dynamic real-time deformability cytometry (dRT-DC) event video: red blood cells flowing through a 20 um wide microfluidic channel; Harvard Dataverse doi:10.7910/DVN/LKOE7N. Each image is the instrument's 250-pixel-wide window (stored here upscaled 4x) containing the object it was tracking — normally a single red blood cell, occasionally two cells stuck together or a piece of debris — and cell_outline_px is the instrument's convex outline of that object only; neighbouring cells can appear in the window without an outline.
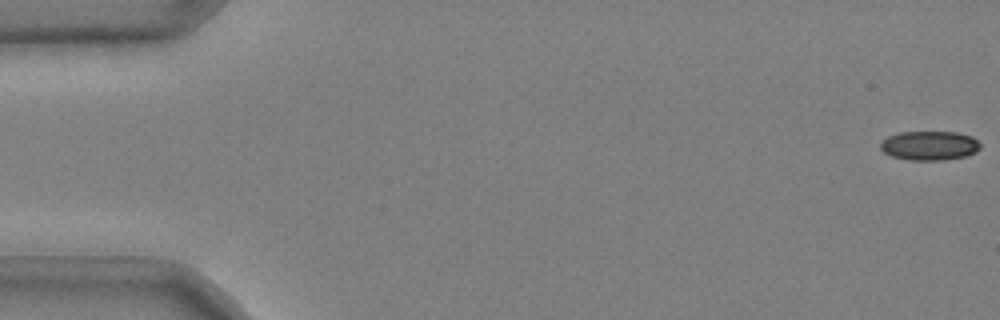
{"species": "common noctule bat (a hibernating species)", "species_latin": "Nyctalus noctula", "temperature_condition": "cold", "stored_images_in_passage": 50, "camera_frame_rate_fps": 3000, "um_per_image_px": 0.085, "animal": {"sex": "male", "body_mass_g": 20.4}, "frame": {"image": 1, "passage_image": 1, "time_ms": 0.0, "image_size_px": [1000, 320], "cell_outline_px": [[980, 148], [976, 152], [968, 156], [944, 160], [908, 160], [892, 156], [884, 152], [880, 148], [880, 140], [888, 136], [900, 132], [956, 132], [972, 136], [980, 144]], "centroid_in_image_um": [79.0, 12.38], "position_along_channel_um": 6.0, "area_um2": 17.17}}
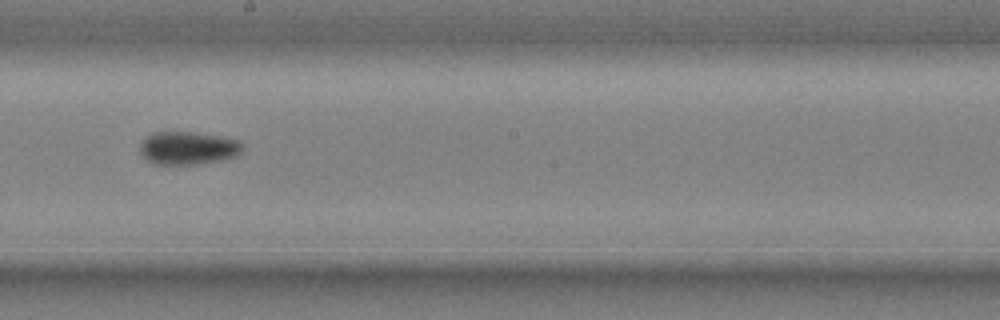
{"frame": {"image": 2, "passage_image": 31, "time_ms": 10.0, "image_size_px": [1000, 320], "cell_outline_px": [[244, 148], [236, 156], [224, 160], [196, 164], [152, 164], [140, 152], [140, 144], [152, 132], [192, 132], [220, 136], [240, 140], [244, 144]], "centroid_in_image_um": [16.02, 12.58], "position_along_channel_um": 232.2, "area_um2": 19.83}}
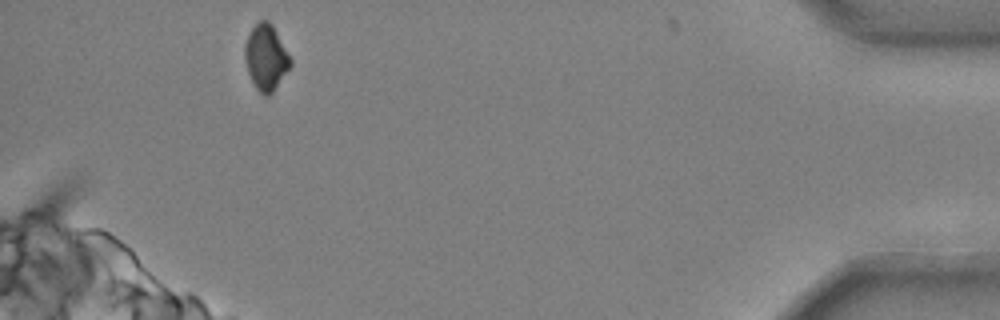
{"frame": {"image": 3, "passage_image": 50, "time_ms": 16.333, "image_size_px": [1000, 320], "cell_outline_px": [[292, 64], [272, 92], [268, 96], [264, 96], [256, 88], [248, 72], [244, 56], [244, 44], [252, 28], [260, 20], [268, 20], [272, 24], [292, 60]], "centroid_in_image_um": [22.6, 4.87], "position_along_channel_um": 412.6, "area_um2": 17.22}, "authors_computed_cell_mechanics": {"area_um2": 18.7561, "velocity_mm_per_s": 3.6927, "shape_relaxation_time_tau1_ms": 4.9671, "shape_relaxation_time_tau2_ms": null, "deformation_change_tau1": 0.1082, "deformation_change_tau2": null}}